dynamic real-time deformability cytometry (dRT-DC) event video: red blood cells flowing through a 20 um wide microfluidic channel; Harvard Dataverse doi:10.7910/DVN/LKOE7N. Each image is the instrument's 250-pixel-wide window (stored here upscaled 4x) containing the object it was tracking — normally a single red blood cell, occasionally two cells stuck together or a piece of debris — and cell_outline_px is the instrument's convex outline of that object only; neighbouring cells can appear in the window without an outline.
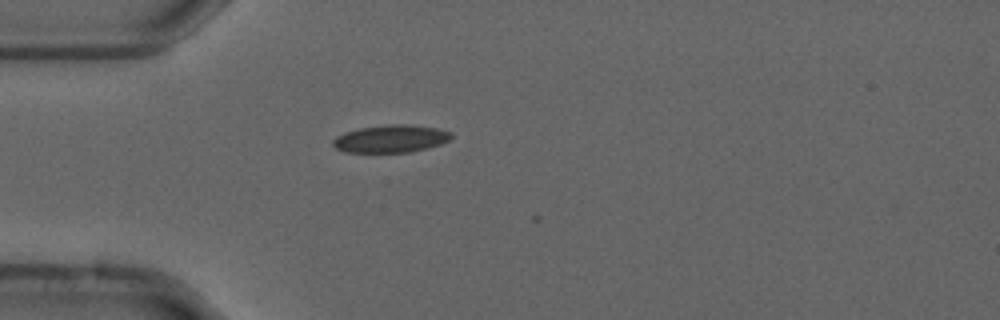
{"species": "common noctule bat (a hibernating species)", "species_latin": "Nyctalus noctula", "temperature_condition": "cold", "stored_images_in_passage": 2, "camera_frame_rate_fps": 3000, "um_per_image_px": 0.085, "animal": {"sex": "male", "forearm_length_mm": 52.5}, "frame": {"image": 1, "passage_image": 1, "time_ms": 0.0, "image_size_px": [1000, 320], "cell_outline_px": [[452, 140], [428, 148], [408, 152], [344, 152], [336, 148], [332, 144], [332, 140], [336, 136], [344, 132], [360, 128], [388, 124], [408, 124], [436, 128], [452, 132]], "centroid_in_image_um": [33.23, 11.79], "position_along_channel_um": 51.8, "area_um2": 19.13}}